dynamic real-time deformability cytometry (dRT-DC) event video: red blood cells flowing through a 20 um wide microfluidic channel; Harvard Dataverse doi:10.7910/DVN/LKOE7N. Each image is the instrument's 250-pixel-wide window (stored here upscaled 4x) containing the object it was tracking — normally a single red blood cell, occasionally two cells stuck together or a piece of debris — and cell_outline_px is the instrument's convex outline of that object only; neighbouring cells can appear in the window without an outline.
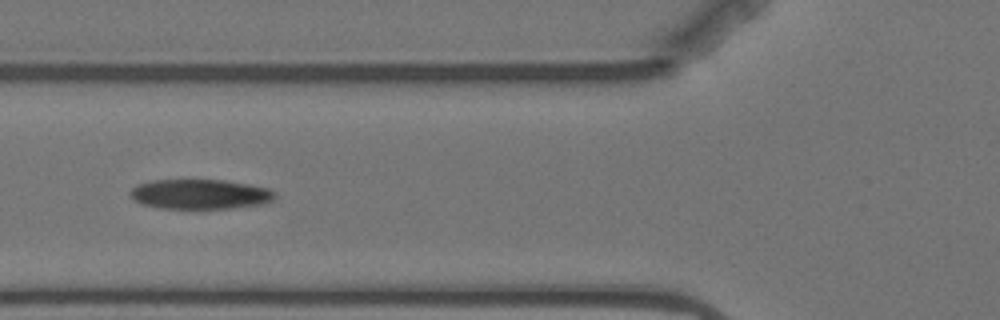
{"species": "Egyptian fruit bat (a non-hibernating species)", "species_latin": "Rousettus aegyptiacus", "temperature_condition": "warm", "stored_images_in_passage": 7, "camera_frame_rate_fps": 3000, "um_per_image_px": 0.085, "animal": {"sex": "female"}, "frame": {"image": 1, "passage_image": 4, "time_ms": 3.667, "image_size_px": [1000, 320], "cell_outline_px": [[276, 196], [272, 200], [264, 204], [232, 208], [160, 208], [140, 204], [132, 200], [128, 196], [128, 192], [136, 184], [152, 180], [224, 180], [248, 184], [268, 188], [276, 192]], "centroid_in_image_um": [16.95, 16.5], "position_along_channel_um": 108.8, "area_um2": 25.43}}
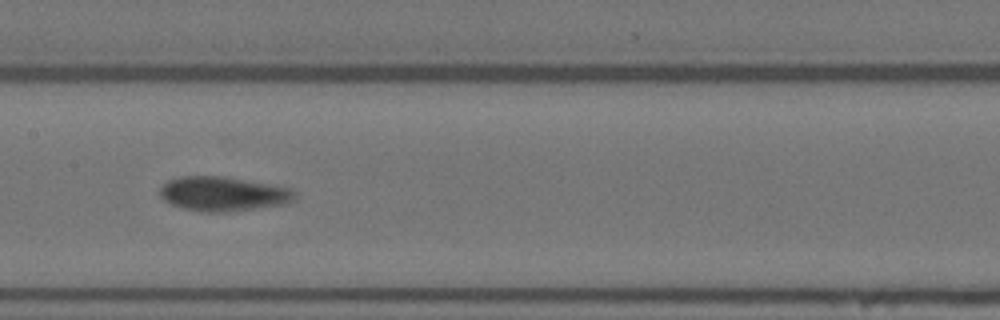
{"frame": {"image": 2, "passage_image": 6, "time_ms": 6.0, "image_size_px": [1000, 320], "cell_outline_px": [[296, 200], [284, 204], [228, 212], [208, 212], [184, 208], [172, 204], [164, 200], [160, 196], [160, 188], [168, 180], [180, 176], [220, 176], [244, 180], [288, 188], [296, 192]], "centroid_in_image_um": [18.95, 16.48], "position_along_channel_um": 188.5, "area_um2": 26.7}}
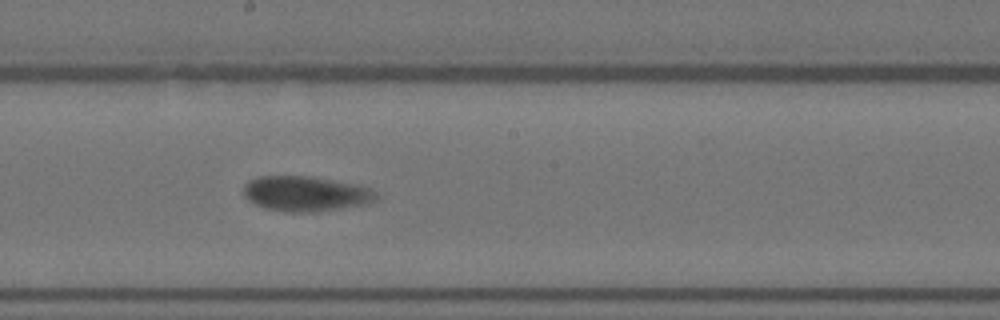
{"frame": {"image": 3, "passage_image": 7, "time_ms": 7.0, "image_size_px": [1000, 320], "cell_outline_px": [[376, 196], [368, 204], [316, 212], [284, 212], [264, 208], [248, 200], [244, 196], [244, 184], [248, 180], [260, 176], [308, 176], [356, 184], [368, 188], [376, 192]], "centroid_in_image_um": [25.94, 16.47], "position_along_channel_um": 222.3, "area_um2": 27.11}}